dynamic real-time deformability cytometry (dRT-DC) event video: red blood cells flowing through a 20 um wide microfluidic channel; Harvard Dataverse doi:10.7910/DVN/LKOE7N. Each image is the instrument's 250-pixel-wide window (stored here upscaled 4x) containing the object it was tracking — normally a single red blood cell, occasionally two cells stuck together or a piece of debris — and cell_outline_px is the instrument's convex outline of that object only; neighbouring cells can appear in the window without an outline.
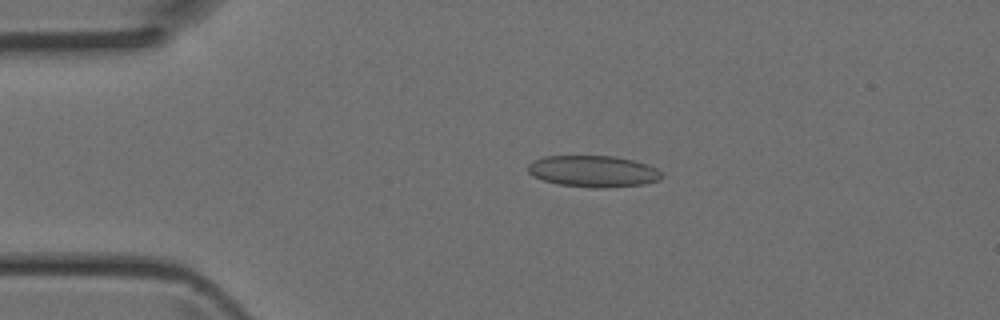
{"species": "Egyptian fruit bat (a non-hibernating species)", "species_latin": "Rousettus aegyptiacus", "temperature_condition": "room temperature", "stored_images_in_passage": 5, "camera_frame_rate_fps": 3000, "um_per_image_px": 0.085, "animal": {"sex": "female"}, "frame": {"image": 1, "passage_image": 3, "time_ms": 0.667, "image_size_px": [1000, 320], "cell_outline_px": [[664, 176], [656, 180], [644, 184], [608, 188], [592, 188], [556, 184], [532, 176], [528, 172], [528, 164], [532, 160], [544, 156], [616, 156], [648, 164], [656, 168]], "centroid_in_image_um": [50.4, 14.56], "position_along_channel_um": 34.6, "area_um2": 24.74}}
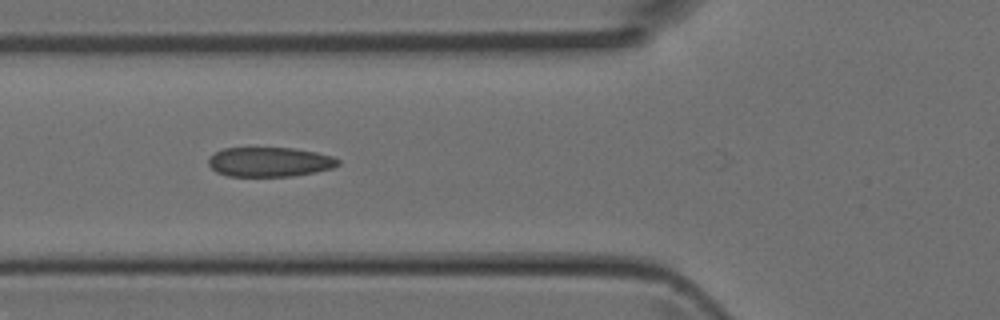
{"frame": {"image": 2, "passage_image": 5, "time_ms": 1.333, "image_size_px": [1000, 320], "cell_outline_px": [[340, 164], [332, 168], [316, 172], [292, 176], [228, 176], [216, 172], [208, 164], [208, 156], [224, 148], [292, 148], [316, 152], [332, 156], [340, 160]], "centroid_in_image_um": [22.91, 13.76], "position_along_channel_um": 102.9, "area_um2": 22.37}}